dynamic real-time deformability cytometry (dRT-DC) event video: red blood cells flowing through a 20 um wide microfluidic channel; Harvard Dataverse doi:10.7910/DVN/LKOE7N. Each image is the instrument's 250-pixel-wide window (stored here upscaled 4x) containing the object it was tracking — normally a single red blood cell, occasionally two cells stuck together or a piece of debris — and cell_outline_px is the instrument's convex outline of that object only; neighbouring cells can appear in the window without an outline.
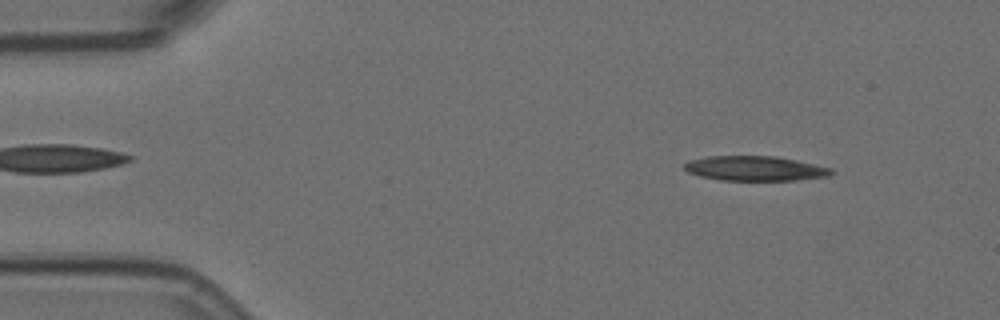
{"species": "Egyptian fruit bat (a non-hibernating species)", "species_latin": "Rousettus aegyptiacus", "temperature_condition": "room temperature", "stored_images_in_passage": 9, "camera_frame_rate_fps": 3000, "um_per_image_px": 0.085, "animal": {"sex": "female"}, "frame": {"image": 1, "passage_image": 1, "time_ms": 0.0, "image_size_px": [1000, 320], "cell_outline_px": [[836, 172], [828, 176], [796, 180], [720, 180], [700, 176], [688, 172], [684, 168], [684, 164], [688, 160], [708, 156], [776, 156], [796, 160], [832, 168]], "centroid_in_image_um": [64.18, 14.31], "position_along_channel_um": 20.8, "area_um2": 21.21}}
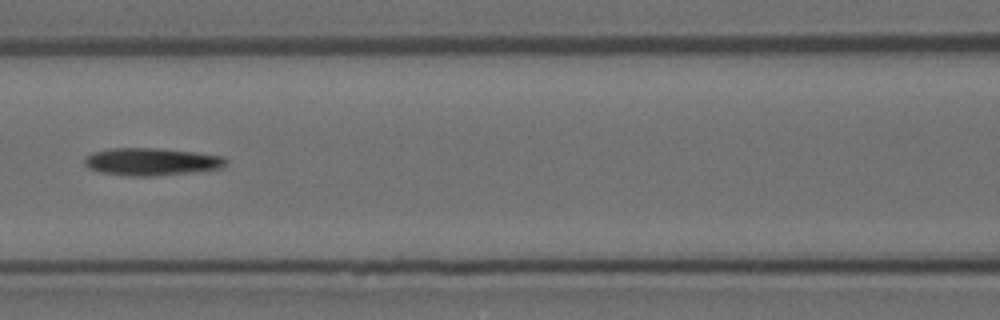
{"frame": {"image": 2, "passage_image": 6, "time_ms": 1.667, "image_size_px": [1000, 320], "cell_outline_px": [[228, 160], [220, 168], [196, 172], [156, 176], [128, 176], [100, 172], [88, 168], [84, 164], [84, 156], [92, 152], [112, 148], [160, 148], [196, 152], [220, 156]], "centroid_in_image_um": [12.83, 13.74], "position_along_channel_um": 153.8, "area_um2": 22.83}}
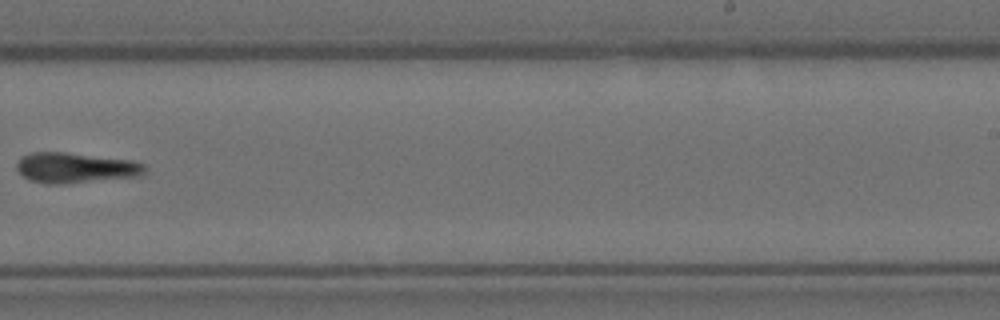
{"frame": {"image": 3, "passage_image": 9, "time_ms": 2.667, "image_size_px": [1000, 320], "cell_outline_px": [[144, 172], [140, 176], [60, 184], [48, 184], [28, 180], [16, 168], [16, 164], [20, 156], [28, 152], [64, 152], [136, 160], [144, 164]], "centroid_in_image_um": [6.39, 14.25], "position_along_channel_um": 282.6, "area_um2": 22.83}}